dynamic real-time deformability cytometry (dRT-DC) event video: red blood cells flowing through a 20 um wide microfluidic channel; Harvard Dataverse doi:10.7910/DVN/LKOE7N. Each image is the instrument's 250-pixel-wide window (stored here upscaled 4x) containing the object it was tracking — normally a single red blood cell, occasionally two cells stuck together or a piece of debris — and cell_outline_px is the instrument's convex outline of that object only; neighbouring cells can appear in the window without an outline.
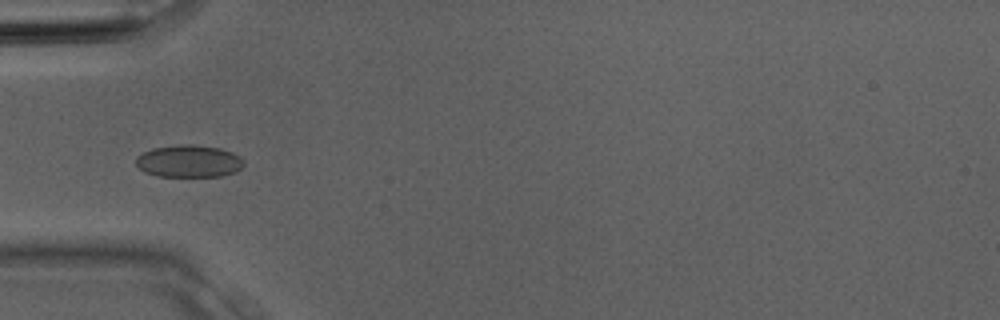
{"species": "Egyptian fruit bat (a non-hibernating species)", "species_latin": "Rousettus aegyptiacus", "temperature_condition": "room temperature", "stored_images_in_passage": 3, "camera_frame_rate_fps": 3000, "um_per_image_px": 0.085, "animal": {"sex": "male"}, "frame": {"image": 1, "passage_image": 3, "time_ms": 0.667, "image_size_px": [1000, 320], "cell_outline_px": [[244, 164], [236, 172], [220, 176], [156, 176], [144, 172], [136, 164], [136, 156], [152, 148], [184, 144], [192, 144], [220, 148], [232, 152], [240, 156], [244, 160]], "centroid_in_image_um": [16.06, 13.7], "position_along_channel_um": 68.9, "area_um2": 20.35}}